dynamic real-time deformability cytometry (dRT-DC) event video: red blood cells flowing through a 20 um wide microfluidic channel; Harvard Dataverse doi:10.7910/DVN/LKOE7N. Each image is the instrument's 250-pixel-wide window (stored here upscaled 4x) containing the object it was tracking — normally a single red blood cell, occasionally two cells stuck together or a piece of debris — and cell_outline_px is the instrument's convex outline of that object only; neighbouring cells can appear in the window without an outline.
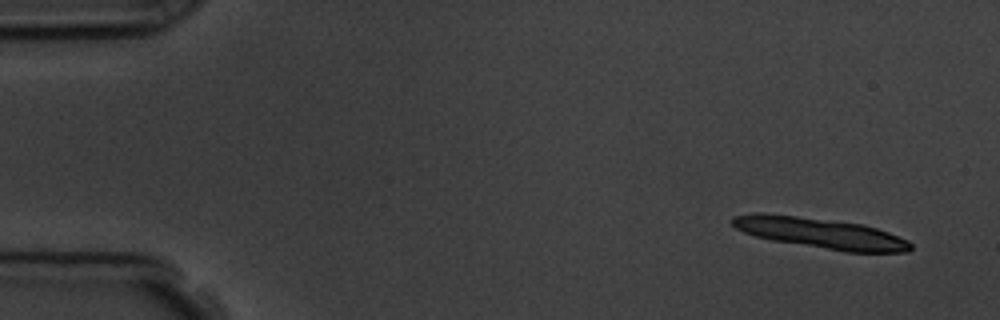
{"species": "common noctule bat (a hibernating species)", "species_latin": "Nyctalus noctula", "temperature_condition": "room temperature", "stored_images_in_passage": 6, "camera_frame_rate_fps": 3000, "um_per_image_px": 0.085, "animal": {"sex": "male", "body_mass_g": 19.5, "forearm_length_mm": 54.6}, "frame": {"image": 1, "passage_image": 1, "time_ms": 0.0, "image_size_px": [1000, 320], "cell_outline_px": [[912, 248], [908, 252], [844, 252], [772, 240], [756, 236], [744, 232], [736, 228], [728, 220], [732, 216], [756, 212], [760, 212], [796, 216], [860, 224], [876, 228], [888, 232], [908, 240], [912, 244]], "centroid_in_image_um": [69.71, 19.82], "position_along_channel_um": 15.3, "area_um2": 31.67}}